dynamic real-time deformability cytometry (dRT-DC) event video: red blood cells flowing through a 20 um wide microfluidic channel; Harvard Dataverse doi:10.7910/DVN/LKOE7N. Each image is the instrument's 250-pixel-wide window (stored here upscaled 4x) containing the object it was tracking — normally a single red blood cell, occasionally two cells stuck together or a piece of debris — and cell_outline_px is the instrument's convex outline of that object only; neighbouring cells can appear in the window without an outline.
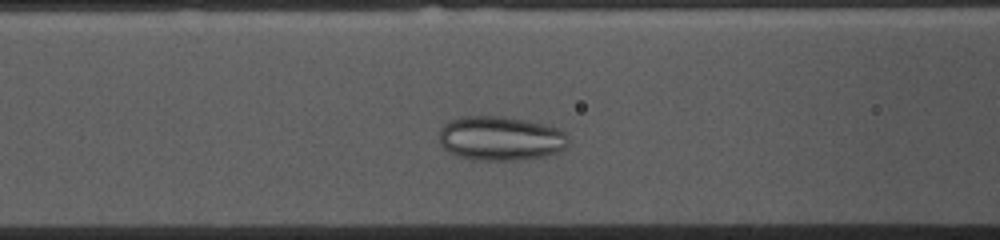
{"species": "common noctule bat (a hibernating species)", "species_latin": "Nyctalus noctula", "temperature_condition": "cold", "stored_images_in_passage": 36, "camera_frame_rate_fps": 3000, "um_per_image_px": 0.085, "animal": {"sex": "female", "body_mass_g": 10.0, "forearm_length_mm": 53.1}, "frame": {"image": 1, "passage_image": 13, "time_ms": 4.0, "image_size_px": [1000, 240], "cell_outline_px": [[568, 144], [560, 152], [548, 156], [528, 160], [472, 160], [448, 152], [440, 144], [440, 128], [448, 120], [464, 116], [500, 116], [524, 120], [544, 124], [556, 128], [564, 132], [568, 136]], "centroid_in_image_um": [42.55, 11.78], "position_along_channel_um": 124.0, "area_um2": 33.7}}
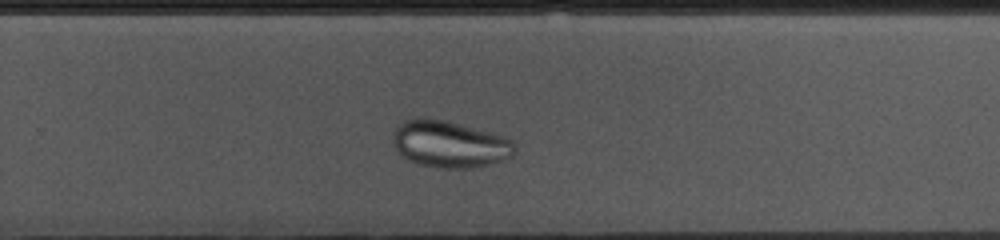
{"frame": {"image": 2, "passage_image": 27, "time_ms": 8.667, "image_size_px": [1000, 240], "cell_outline_px": [[516, 152], [512, 156], [488, 164], [468, 168], [440, 168], [416, 164], [408, 160], [396, 148], [392, 140], [392, 132], [396, 124], [404, 120], [416, 116], [424, 116], [444, 120], [504, 136], [512, 140], [516, 144]], "centroid_in_image_um": [38.16, 12.22], "position_along_channel_um": 291.6, "area_um2": 33.52}}
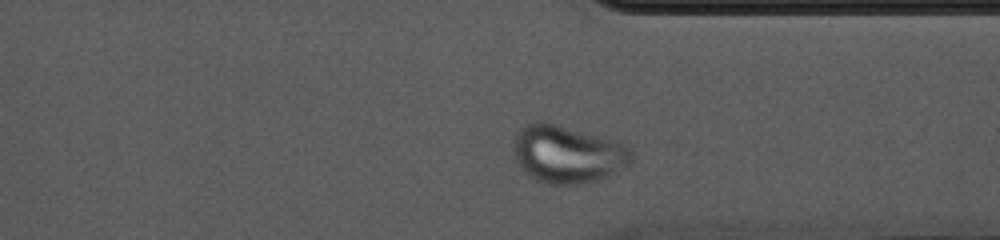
{"frame": {"image": 3, "passage_image": 33, "time_ms": 10.667, "image_size_px": [1000, 240], "cell_outline_px": [[632, 156], [628, 168], [596, 180], [576, 184], [552, 184], [536, 180], [524, 172], [516, 164], [512, 148], [512, 144], [516, 132], [520, 128], [536, 120], [544, 120], [620, 140], [628, 144], [632, 152]], "centroid_in_image_um": [48.25, 13.06], "position_along_channel_um": 363.2, "area_um2": 40.75}}